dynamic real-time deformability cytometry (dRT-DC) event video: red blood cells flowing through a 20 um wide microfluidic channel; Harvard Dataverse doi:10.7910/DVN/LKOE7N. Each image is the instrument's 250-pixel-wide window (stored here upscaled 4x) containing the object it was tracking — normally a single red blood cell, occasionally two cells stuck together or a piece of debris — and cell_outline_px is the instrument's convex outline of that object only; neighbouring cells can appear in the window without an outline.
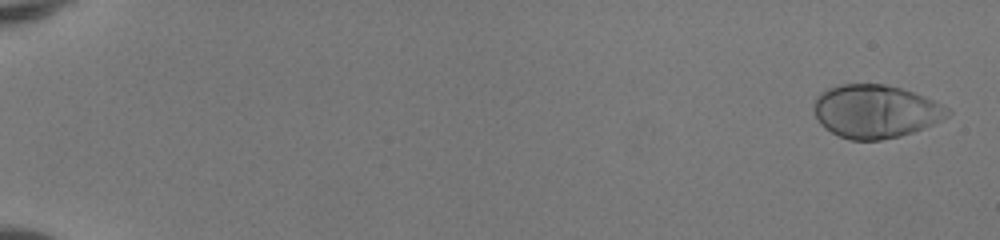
{"species": "human", "species_latin": "Homo sapiens", "temperature_condition": "room temperature", "stored_images_in_passage": 51, "camera_frame_rate_fps": 3000, "um_per_image_px": 0.085, "donor": {"sex": "female"}, "frame": {"image": 1, "passage_image": 2, "time_ms": 0.333, "image_size_px": [1000, 240], "cell_outline_px": [[952, 112], [948, 116], [940, 120], [912, 132], [900, 136], [880, 140], [848, 140], [832, 132], [820, 124], [816, 116], [816, 100], [828, 88], [840, 84], [884, 84], [900, 88], [924, 96], [948, 108]], "centroid_in_image_um": [74.43, 9.47], "position_along_channel_um": 10.6, "area_um2": 40.75}}
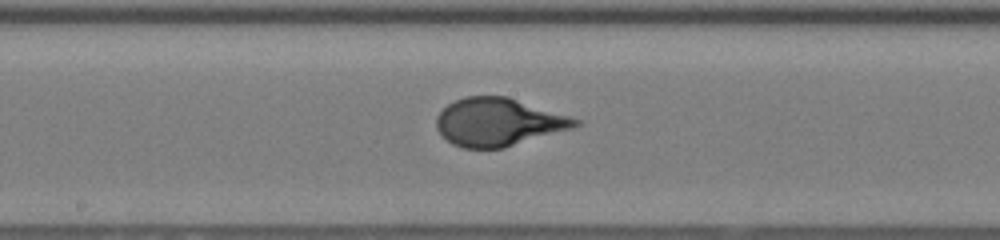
{"frame": {"image": 2, "passage_image": 30, "time_ms": 9.667, "image_size_px": [1000, 240], "cell_outline_px": [[580, 124], [572, 128], [504, 148], [464, 148], [452, 144], [436, 128], [436, 116], [448, 104], [464, 96], [508, 96], [580, 120]], "centroid_in_image_um": [42.33, 10.37], "position_along_channel_um": 205.9, "area_um2": 38.44}}
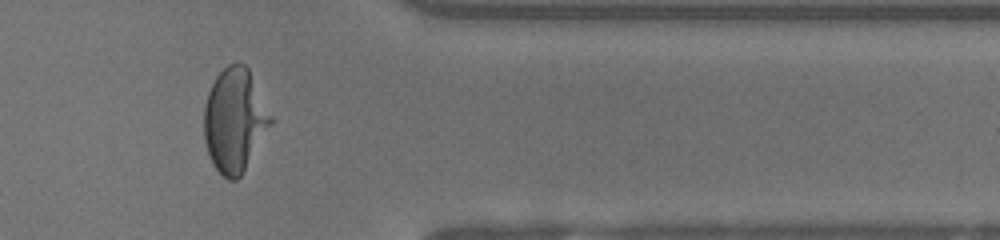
{"frame": {"image": 3, "passage_image": 44, "time_ms": 14.333, "image_size_px": [1000, 240], "cell_outline_px": [[272, 124], [240, 176], [236, 180], [228, 180], [212, 164], [208, 156], [204, 140], [204, 104], [208, 92], [216, 76], [228, 64], [236, 60], [244, 64], [248, 68], [272, 116]], "centroid_in_image_um": [19.92, 10.2], "position_along_channel_um": 391.5, "area_um2": 40.23}}